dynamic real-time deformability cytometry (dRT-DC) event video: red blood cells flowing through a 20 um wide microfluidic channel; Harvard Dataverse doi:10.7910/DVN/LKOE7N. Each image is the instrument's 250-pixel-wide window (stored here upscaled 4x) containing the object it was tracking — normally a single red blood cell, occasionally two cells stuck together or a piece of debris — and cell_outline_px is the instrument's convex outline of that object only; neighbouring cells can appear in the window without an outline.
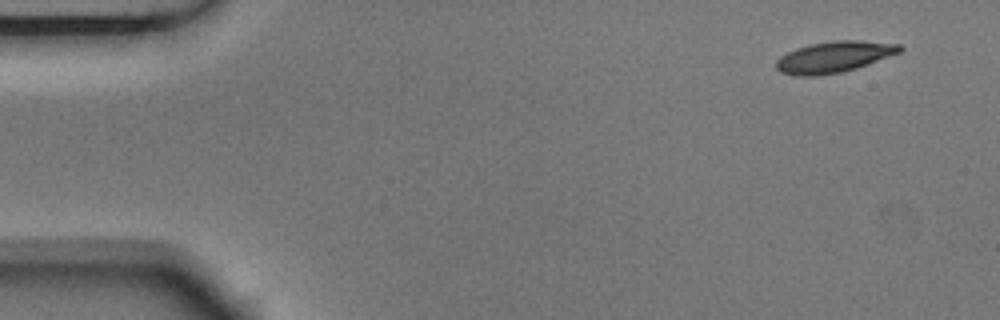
{"species": "Egyptian fruit bat (a non-hibernating species)", "species_latin": "Rousettus aegyptiacus", "temperature_condition": "room temperature", "stored_images_in_passage": 51, "camera_frame_rate_fps": 3000, "um_per_image_px": 0.085, "animal": {"sex": "male"}, "frame": {"image": 1, "passage_image": 1, "time_ms": 0.0, "image_size_px": [1000, 320], "cell_outline_px": [[904, 48], [900, 52], [856, 68], [844, 72], [820, 76], [796, 76], [780, 72], [776, 68], [776, 60], [780, 56], [796, 48], [812, 44], [836, 40], [860, 40], [900, 44]], "centroid_in_image_um": [70.88, 4.85], "position_along_channel_um": 14.1, "area_um2": 22.48}}
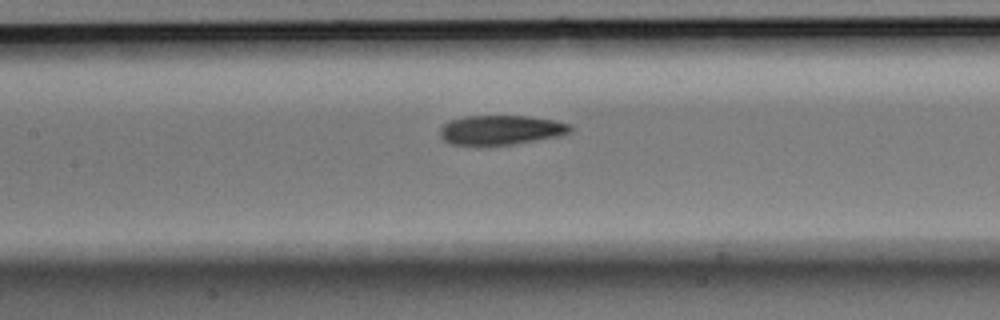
{"frame": {"image": 2, "passage_image": 22, "time_ms": 7.0, "image_size_px": [1000, 320], "cell_outline_px": [[572, 132], [560, 136], [512, 144], [476, 148], [452, 144], [444, 140], [440, 136], [440, 128], [444, 124], [452, 120], [464, 116], [528, 116], [552, 120], [568, 124], [572, 128]], "centroid_in_image_um": [42.52, 11.09], "position_along_channel_um": 164.9, "area_um2": 22.89}}
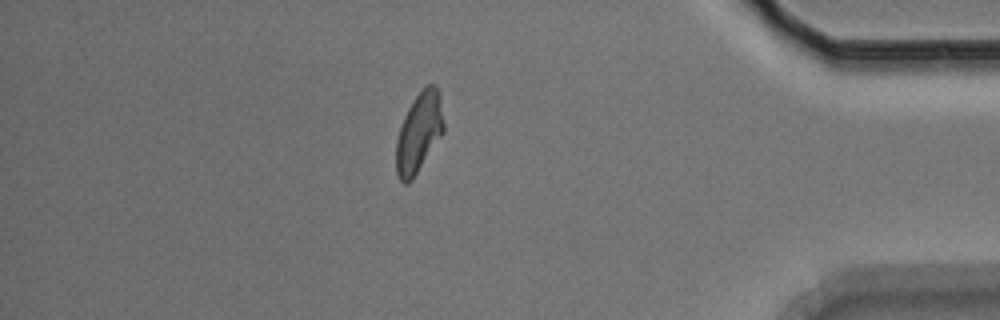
{"frame": {"image": 3, "passage_image": 44, "time_ms": 14.333, "image_size_px": [1000, 320], "cell_outline_px": [[444, 132], [412, 180], [408, 184], [404, 184], [396, 176], [396, 140], [404, 116], [412, 100], [428, 84], [436, 84], [440, 92], [444, 124]], "centroid_in_image_um": [35.62, 11.27], "position_along_channel_um": 399.6, "area_um2": 22.25}, "authors_computed_cell_mechanics": {"area_um2": 22.4842, "velocity_mm_per_s": 3.7056, "shape_relaxation_time_tau1_ms": 6.4637, "shape_relaxation_time_tau2_ms": 3.3816, "deformation_change_tau1": 0.1794, "deformation_change_tau2": 0.098}}